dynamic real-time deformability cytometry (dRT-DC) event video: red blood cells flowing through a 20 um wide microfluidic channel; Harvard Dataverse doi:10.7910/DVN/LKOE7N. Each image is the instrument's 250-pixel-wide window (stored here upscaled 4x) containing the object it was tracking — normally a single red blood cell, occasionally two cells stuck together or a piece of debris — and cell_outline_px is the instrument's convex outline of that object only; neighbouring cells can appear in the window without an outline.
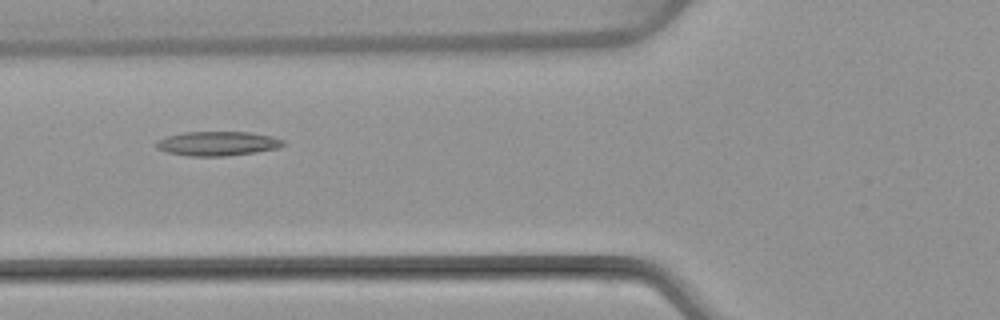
{"species": "common noctule bat (a hibernating species)", "species_latin": "Nyctalus noctula", "temperature_condition": "warm", "stored_images_in_passage": 7, "camera_frame_rate_fps": 3000, "um_per_image_px": 0.085, "animal": {"sex": "female", "body_mass_g": 22.7, "forearm_length_mm": 54.2}, "frame": {"image": 1, "passage_image": 6, "time_ms": 6.0, "image_size_px": [1000, 320], "cell_outline_px": [[284, 144], [276, 148], [256, 152], [224, 156], [188, 156], [168, 152], [156, 148], [156, 140], [168, 136], [184, 132], [248, 132], [272, 136], [284, 140]], "centroid_in_image_um": [18.47, 12.2], "position_along_channel_um": 107.3, "area_um2": 17.86}}
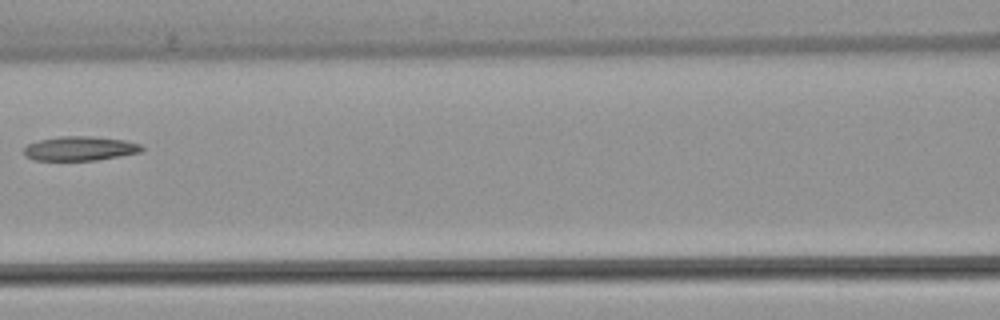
{"frame": {"image": 2, "passage_image": 7, "time_ms": 7.333, "image_size_px": [1000, 320], "cell_outline_px": [[144, 148], [140, 152], [120, 156], [96, 160], [32, 160], [24, 156], [24, 148], [28, 144], [40, 140], [60, 136], [92, 136], [124, 140], [140, 144]], "centroid_in_image_um": [6.78, 12.62], "position_along_channel_um": 159.8, "area_um2": 16.65}}